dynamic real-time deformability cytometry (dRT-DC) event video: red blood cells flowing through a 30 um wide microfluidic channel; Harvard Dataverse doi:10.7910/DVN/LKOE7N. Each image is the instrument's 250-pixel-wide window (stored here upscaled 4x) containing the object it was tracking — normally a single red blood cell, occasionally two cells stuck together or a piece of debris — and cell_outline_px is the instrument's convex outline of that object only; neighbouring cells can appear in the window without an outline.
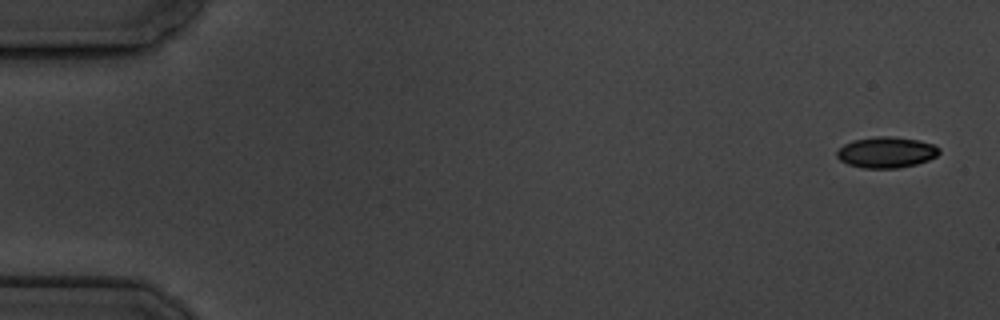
{"species": "common noctule bat (a hibernating species)", "species_latin": "Nyctalus noctula", "temperature_condition": "cold", "stored_images_in_passage": 11, "camera_frame_rate_fps": 3000, "um_per_image_px": 0.085, "animal": {"sex": "male", "body_mass_g": 19.5, "forearm_length_mm": 54.6}, "frame": {"image": 1, "passage_image": 1, "time_ms": 0.0, "image_size_px": [1000, 320], "cell_outline_px": [[940, 152], [936, 156], [928, 160], [916, 164], [896, 168], [864, 168], [848, 164], [840, 160], [836, 156], [836, 152], [844, 144], [852, 140], [876, 136], [892, 136], [916, 140], [936, 144], [940, 148]], "centroid_in_image_um": [75.34, 12.94], "position_along_channel_um": 9.7, "area_um2": 18.5}}
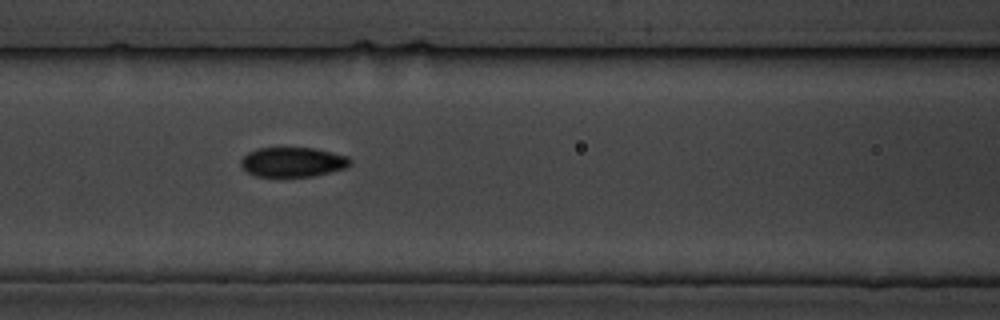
{"frame": {"image": 2, "passage_image": 7, "time_ms": 7.667, "image_size_px": [1000, 320], "cell_outline_px": [[352, 164], [348, 168], [312, 176], [256, 176], [248, 172], [240, 164], [240, 160], [248, 152], [260, 148], [316, 148], [348, 156], [352, 160]], "centroid_in_image_um": [24.94, 13.77], "position_along_channel_um": 141.7, "area_um2": 18.9}}
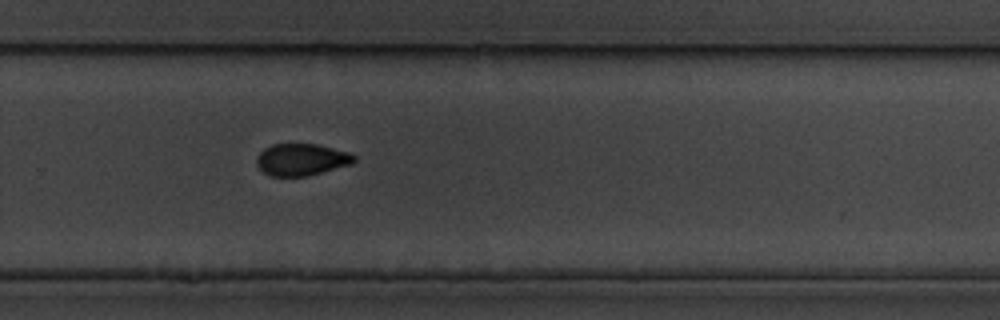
{"frame": {"image": 3, "passage_image": 11, "time_ms": 12.333, "image_size_px": [1000, 320], "cell_outline_px": [[356, 160], [352, 164], [308, 176], [268, 176], [256, 164], [256, 156], [264, 148], [272, 144], [316, 144], [348, 152], [356, 156]], "centroid_in_image_um": [25.61, 13.57], "position_along_channel_um": 304.2, "area_um2": 18.21}}